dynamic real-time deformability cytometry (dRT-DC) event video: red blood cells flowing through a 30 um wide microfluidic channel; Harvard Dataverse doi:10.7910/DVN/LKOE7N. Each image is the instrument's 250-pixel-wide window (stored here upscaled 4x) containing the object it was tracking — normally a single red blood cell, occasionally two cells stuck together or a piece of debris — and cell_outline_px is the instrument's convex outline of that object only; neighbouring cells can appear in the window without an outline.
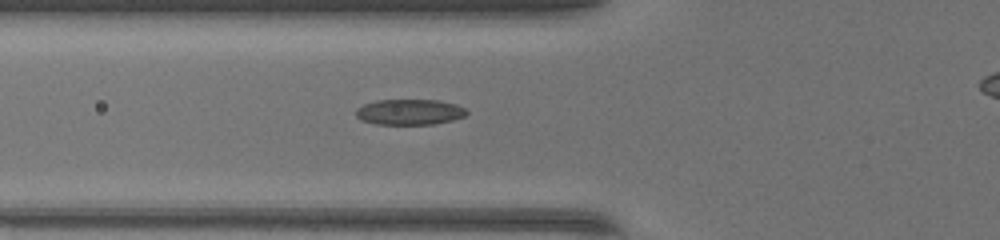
{"species": "common noctule bat (a hibernating species)", "species_latin": "Nyctalus noctula", "temperature_condition": "warm", "stored_images_in_passage": 28, "camera_frame_rate_fps": 3000, "um_per_image_px": 0.085, "animal": {"sex": "female", "body_mass_g": 17.0, "forearm_length_mm": 48.0}, "frame": {"image": 1, "passage_image": 2, "time_ms": 0.333, "image_size_px": [1000, 240], "cell_outline_px": [[468, 112], [464, 116], [452, 120], [432, 124], [376, 124], [360, 120], [356, 116], [356, 108], [364, 104], [376, 100], [436, 100], [456, 104], [464, 108]], "centroid_in_image_um": [34.78, 9.52], "position_along_channel_um": 91.0, "area_um2": 16.47}}
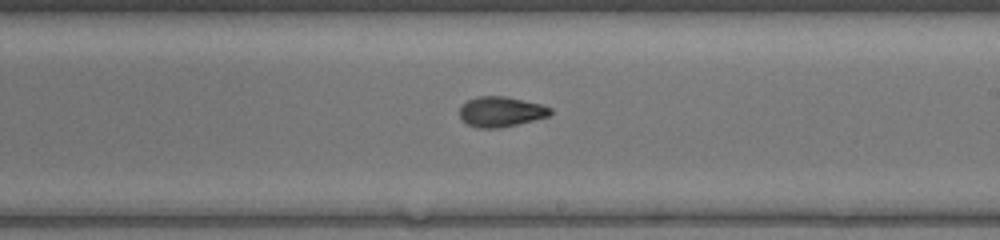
{"frame": {"image": 2, "passage_image": 13, "time_ms": 4.0, "image_size_px": [1000, 240], "cell_outline_px": [[552, 112], [548, 116], [500, 128], [476, 128], [468, 124], [460, 116], [460, 108], [468, 100], [476, 96], [504, 96], [540, 104], [552, 108]], "centroid_in_image_um": [42.57, 9.49], "position_along_channel_um": 246.4, "area_um2": 15.72}}
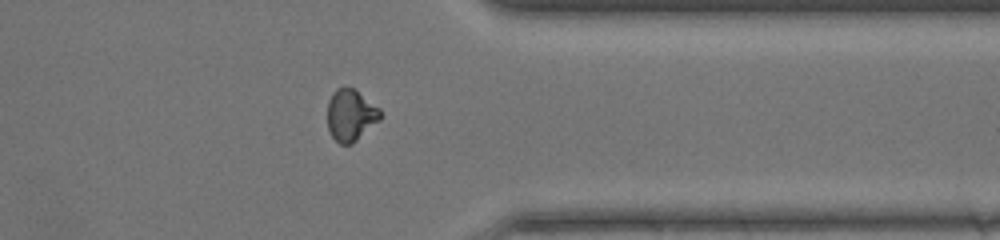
{"frame": {"image": 3, "passage_image": 23, "time_ms": 7.333, "image_size_px": [1000, 240], "cell_outline_px": [[380, 120], [352, 144], [340, 144], [332, 136], [328, 128], [328, 100], [332, 92], [336, 88], [344, 84], [348, 84], [380, 108]], "centroid_in_image_um": [29.79, 9.74], "position_along_channel_um": 381.6, "area_um2": 16.13}}